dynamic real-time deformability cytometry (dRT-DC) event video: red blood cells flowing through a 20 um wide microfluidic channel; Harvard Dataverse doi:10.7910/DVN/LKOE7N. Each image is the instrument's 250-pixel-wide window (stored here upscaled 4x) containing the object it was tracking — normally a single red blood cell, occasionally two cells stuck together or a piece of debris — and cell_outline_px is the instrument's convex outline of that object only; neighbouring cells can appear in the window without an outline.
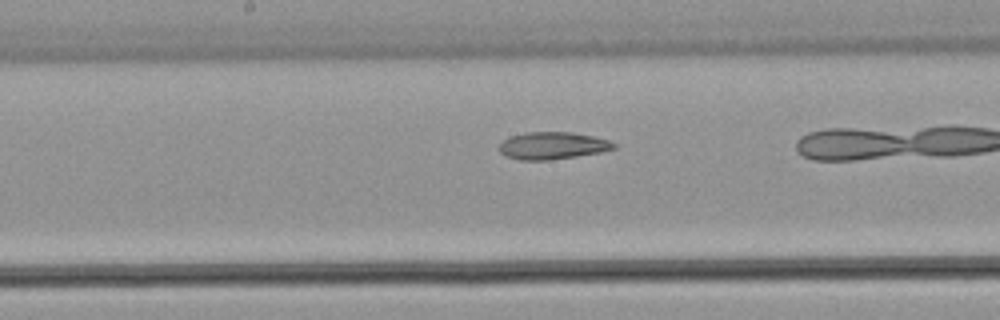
{"species": "common noctule bat (a hibernating species)", "species_latin": "Nyctalus noctula", "temperature_condition": "warm", "stored_images_in_passage": 17, "camera_frame_rate_fps": 3000, "um_per_image_px": 0.085, "animal": {"sex": "male", "body_mass_g": 21.5, "forearm_length_mm": 52.0}, "frame": {"image": 1, "passage_image": 8, "time_ms": 2.333, "image_size_px": [1000, 320], "cell_outline_px": [[616, 148], [600, 152], [576, 156], [548, 160], [520, 160], [504, 156], [496, 148], [504, 140], [512, 136], [524, 132], [572, 132], [592, 136], [608, 140], [616, 144]], "centroid_in_image_um": [46.92, 12.38], "position_along_channel_um": 201.3, "area_um2": 18.21}}